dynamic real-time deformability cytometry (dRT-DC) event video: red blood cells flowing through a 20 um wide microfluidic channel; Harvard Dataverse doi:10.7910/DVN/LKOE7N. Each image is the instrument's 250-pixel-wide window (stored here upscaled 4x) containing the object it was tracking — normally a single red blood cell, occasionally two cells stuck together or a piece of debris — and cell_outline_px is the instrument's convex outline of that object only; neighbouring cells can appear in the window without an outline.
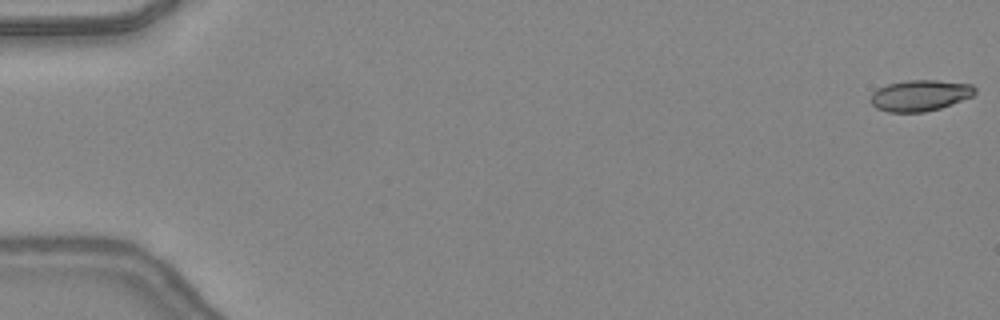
{"species": "common noctule bat (a hibernating species)", "species_latin": "Nyctalus noctula", "temperature_condition": "warm", "stored_images_in_passage": 48, "camera_frame_rate_fps": 3000, "um_per_image_px": 0.085, "animal": {"sex": "female", "body_mass_g": 24.6, "forearm_length_mm": 56.2}, "frame": {"image": 1, "passage_image": 1, "time_ms": 0.0, "image_size_px": [1000, 320], "cell_outline_px": [[976, 92], [972, 96], [940, 108], [924, 112], [888, 112], [876, 108], [872, 104], [872, 92], [876, 88], [888, 84], [908, 80], [936, 80], [972, 84], [976, 88]], "centroid_in_image_um": [78.2, 8.11], "position_along_channel_um": 6.8, "area_um2": 18.84}}
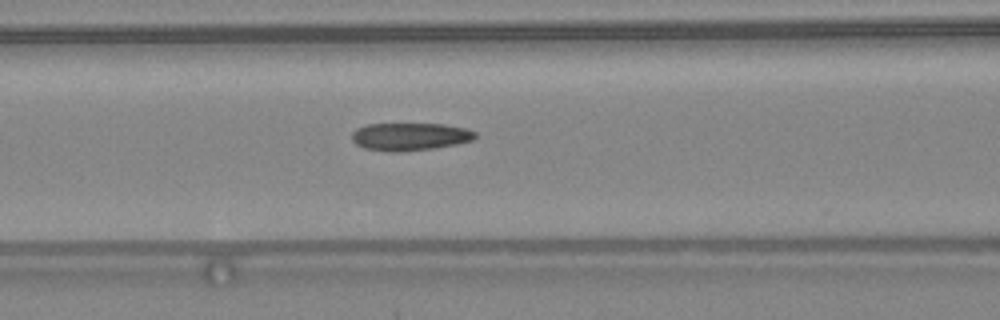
{"frame": {"image": 2, "passage_image": 21, "time_ms": 6.667, "image_size_px": [1000, 320], "cell_outline_px": [[476, 136], [472, 140], [456, 144], [432, 148], [400, 152], [388, 152], [364, 148], [356, 144], [352, 140], [352, 132], [356, 128], [368, 124], [444, 124], [464, 128], [476, 132]], "centroid_in_image_um": [34.8, 11.61], "position_along_channel_um": 131.8, "area_um2": 19.88}}
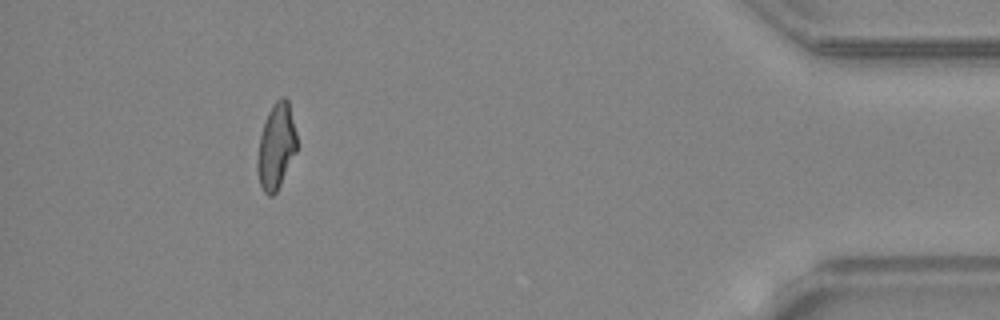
{"frame": {"image": 3, "passage_image": 44, "time_ms": 14.333, "image_size_px": [1000, 320], "cell_outline_px": [[296, 152], [276, 192], [272, 196], [268, 196], [264, 192], [260, 184], [256, 172], [256, 164], [260, 136], [264, 120], [272, 104], [280, 96], [284, 96], [288, 100], [296, 132]], "centroid_in_image_um": [23.45, 12.42], "position_along_channel_um": 411.7, "area_um2": 19.71}, "authors_computed_cell_mechanics": {"area_um2": 19.941, "velocity_mm_per_s": 4.4127, "shape_relaxation_time_tau1_ms": 6.0118, "shape_relaxation_time_tau2_ms": 1.5979, "deformation_change_tau1": 0.2017, "deformation_change_tau2": 0.0993}}